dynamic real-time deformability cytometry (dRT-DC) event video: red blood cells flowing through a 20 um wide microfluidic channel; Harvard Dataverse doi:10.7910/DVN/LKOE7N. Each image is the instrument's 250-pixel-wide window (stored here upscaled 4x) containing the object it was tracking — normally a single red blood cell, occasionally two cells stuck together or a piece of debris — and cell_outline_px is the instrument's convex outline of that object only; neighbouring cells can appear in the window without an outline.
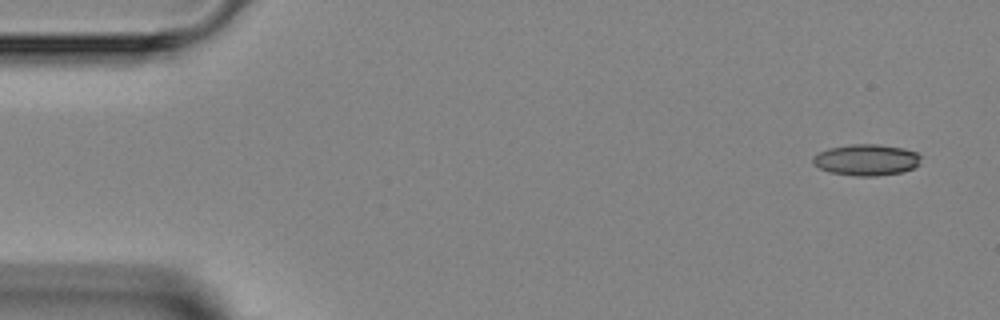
{"species": "Egyptian fruit bat (a non-hibernating species)", "species_latin": "Rousettus aegyptiacus", "temperature_condition": "room temperature", "stored_images_in_passage": 5, "camera_frame_rate_fps": 3000, "um_per_image_px": 0.085, "animal": {"sex": "female"}, "frame": {"image": 1, "passage_image": 1, "time_ms": 0.0, "image_size_px": [1000, 320], "cell_outline_px": [[920, 164], [904, 172], [876, 176], [856, 176], [828, 172], [812, 164], [812, 156], [828, 148], [848, 144], [880, 144], [904, 148], [916, 152], [920, 156]], "centroid_in_image_um": [73.63, 13.59], "position_along_channel_um": 11.4, "area_um2": 19.94}}